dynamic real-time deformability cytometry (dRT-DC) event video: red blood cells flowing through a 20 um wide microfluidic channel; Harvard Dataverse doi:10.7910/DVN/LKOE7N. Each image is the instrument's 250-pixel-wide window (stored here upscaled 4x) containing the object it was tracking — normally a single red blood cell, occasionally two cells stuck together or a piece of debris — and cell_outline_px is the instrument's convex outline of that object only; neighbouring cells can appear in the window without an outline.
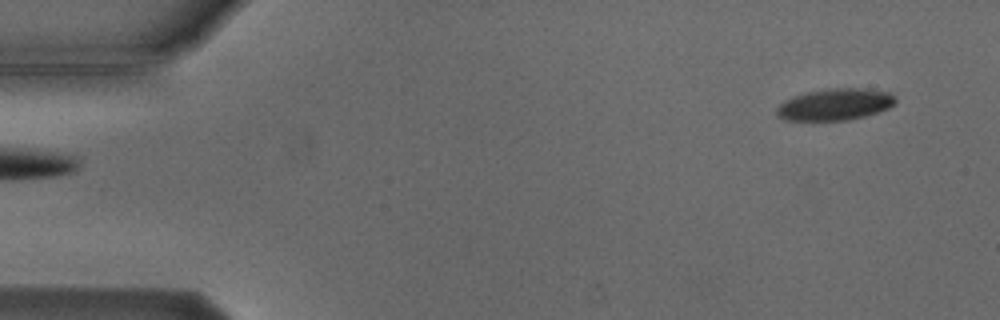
{"species": "Egyptian fruit bat (a non-hibernating species)", "species_latin": "Rousettus aegyptiacus", "temperature_condition": "cold", "stored_images_in_passage": 5, "segment_of_instrument_passage": [2, 2], "camera_frame_rate_fps": 3000, "um_per_image_px": 0.085, "animal": {"sex": "male"}, "frame": {"image": 1, "passage_image": 5, "time_ms": 5.667, "image_size_px": [1000, 320], "cell_outline_px": [[896, 100], [888, 108], [864, 116], [848, 120], [784, 120], [776, 116], [776, 108], [780, 104], [792, 96], [808, 92], [832, 88], [860, 88], [888, 92]], "centroid_in_image_um": [70.91, 8.88], "position_along_channel_um": 14.1, "area_um2": 21.62}}